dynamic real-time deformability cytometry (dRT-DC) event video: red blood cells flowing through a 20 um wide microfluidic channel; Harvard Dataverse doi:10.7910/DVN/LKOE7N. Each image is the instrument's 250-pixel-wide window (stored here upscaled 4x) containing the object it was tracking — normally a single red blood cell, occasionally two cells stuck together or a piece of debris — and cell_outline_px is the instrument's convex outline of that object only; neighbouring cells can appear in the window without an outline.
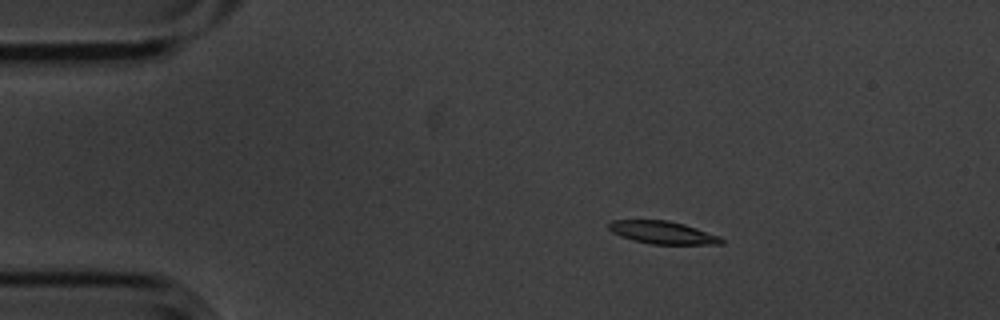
{"species": "common noctule bat (a hibernating species)", "species_latin": "Nyctalus noctula", "temperature_condition": "cold", "stored_images_in_passage": 6, "camera_frame_rate_fps": 3000, "um_per_image_px": 0.085, "animal": {"sex": "male", "body_mass_g": 20.1, "forearm_length_mm": 53.5}, "frame": {"image": 1, "passage_image": 3, "time_ms": 0.667, "image_size_px": [1000, 320], "cell_outline_px": [[724, 244], [652, 244], [620, 236], [612, 232], [608, 228], [608, 224], [612, 220], [668, 220], [684, 224], [720, 236], [724, 240]], "centroid_in_image_um": [56.34, 19.76], "position_along_channel_um": 28.7, "area_um2": 14.8}}
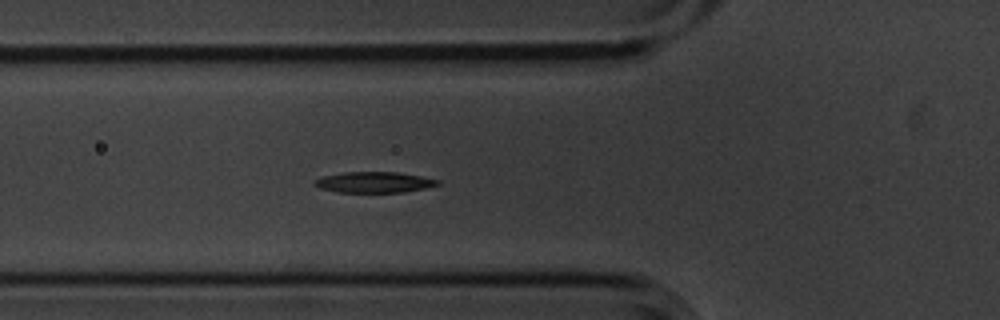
{"frame": {"image": 2, "passage_image": 6, "time_ms": 1.667, "image_size_px": [1000, 320], "cell_outline_px": [[440, 184], [424, 188], [404, 192], [336, 192], [320, 188], [312, 184], [312, 180], [324, 176], [344, 172], [396, 172], [420, 176], [440, 180]], "centroid_in_image_um": [31.76, 15.49], "position_along_channel_um": 94.0, "area_um2": 14.91}}